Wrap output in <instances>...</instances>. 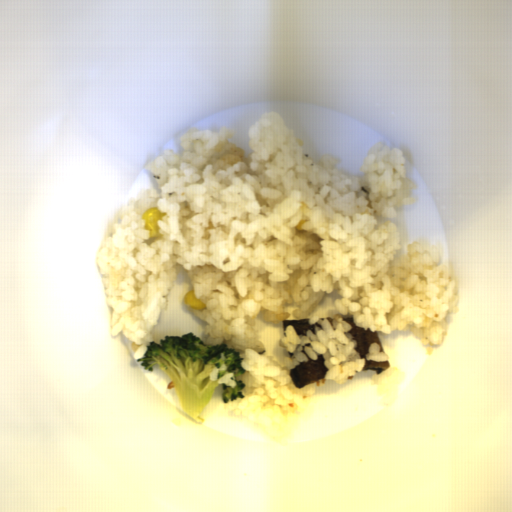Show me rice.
Here are the masks:
<instances>
[{
  "instance_id": "1",
  "label": "rice",
  "mask_w": 512,
  "mask_h": 512,
  "mask_svg": "<svg viewBox=\"0 0 512 512\" xmlns=\"http://www.w3.org/2000/svg\"><path fill=\"white\" fill-rule=\"evenodd\" d=\"M233 129H186L184 151L163 148L144 167L159 190L144 187L107 221L97 253L110 308V336L141 344L193 333L205 345L225 343L245 369L244 398L229 412L279 442L314 396L290 369L323 355L324 379L346 382L366 359L348 331L390 334L408 328L422 345L442 346L447 314L459 311L457 278L439 262L441 238L419 237L395 256L399 205L417 202L418 187L398 148L374 142L361 176L335 169L331 154L307 157L280 113L249 125L247 145ZM304 219L303 231L296 226ZM262 307L287 319L318 322L316 335L260 321ZM303 353L301 351L302 347Z\"/></svg>"
},
{
  "instance_id": "2",
  "label": "rice",
  "mask_w": 512,
  "mask_h": 512,
  "mask_svg": "<svg viewBox=\"0 0 512 512\" xmlns=\"http://www.w3.org/2000/svg\"><path fill=\"white\" fill-rule=\"evenodd\" d=\"M402 379L403 373L395 371L391 366L381 374L376 372L371 378L374 388L379 390L386 404L393 403Z\"/></svg>"
},
{
  "instance_id": "3",
  "label": "rice",
  "mask_w": 512,
  "mask_h": 512,
  "mask_svg": "<svg viewBox=\"0 0 512 512\" xmlns=\"http://www.w3.org/2000/svg\"><path fill=\"white\" fill-rule=\"evenodd\" d=\"M365 359L367 361L373 360L376 362H384V361L388 362V355L386 354V352L384 350L380 351V344L378 342H373V343H370V345L368 347V353L365 354Z\"/></svg>"
}]
</instances>
